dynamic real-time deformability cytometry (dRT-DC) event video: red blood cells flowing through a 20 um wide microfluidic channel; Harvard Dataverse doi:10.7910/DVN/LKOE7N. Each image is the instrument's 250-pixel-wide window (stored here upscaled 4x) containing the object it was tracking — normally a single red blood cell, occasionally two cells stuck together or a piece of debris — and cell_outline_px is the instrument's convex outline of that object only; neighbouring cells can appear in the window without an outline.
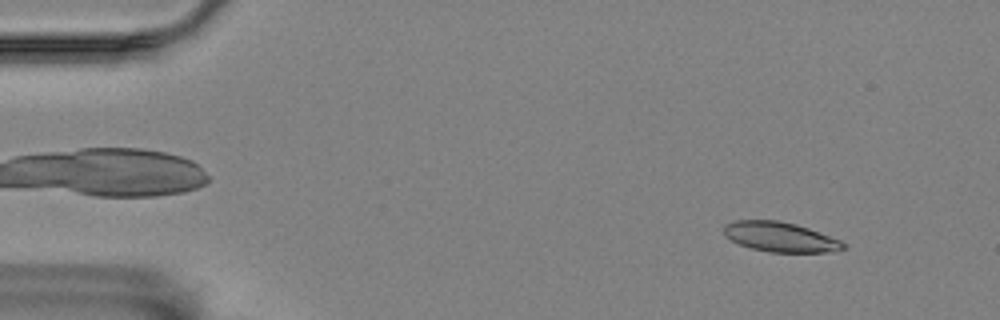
{"species": "Egyptian fruit bat (a non-hibernating species)", "species_latin": "Rousettus aegyptiacus", "temperature_condition": "room temperature", "stored_images_in_passage": 51, "camera_frame_rate_fps": 3000, "um_per_image_px": 0.085, "animal": {"sex": "female"}, "frame": {"image": 1, "passage_image": 1, "time_ms": 0.0, "image_size_px": [1000, 320], "cell_outline_px": [[848, 248], [836, 252], [768, 252], [752, 248], [740, 244], [724, 236], [724, 224], [732, 220], [780, 220], [796, 224], [808, 228], [840, 240], [848, 244]], "centroid_in_image_um": [66.35, 20.14], "position_along_channel_um": 18.6, "area_um2": 20.98}}
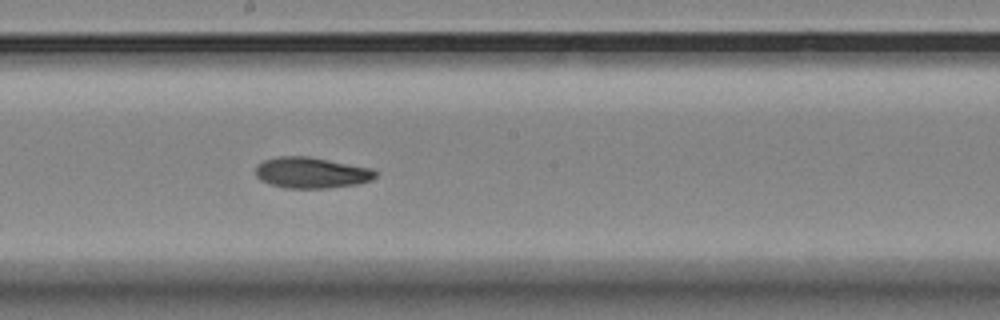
{"frame": {"image": 2, "passage_image": 26, "time_ms": 8.333, "image_size_px": [1000, 320], "cell_outline_px": [[376, 176], [372, 180], [356, 184], [328, 188], [284, 188], [268, 184], [260, 180], [256, 176], [256, 164], [264, 160], [276, 156], [308, 156], [372, 168], [376, 172]], "centroid_in_image_um": [26.43, 14.68], "position_along_channel_um": 221.8, "area_um2": 21.79}}
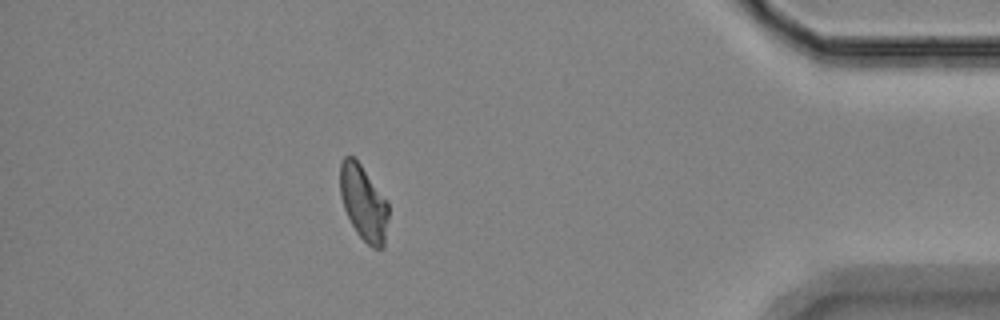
{"frame": {"image": 3, "passage_image": 45, "time_ms": 14.667, "image_size_px": [1000, 320], "cell_outline_px": [[388, 220], [384, 248], [372, 248], [356, 232], [344, 208], [340, 196], [340, 164], [344, 156], [352, 156], [360, 164], [388, 200]], "centroid_in_image_um": [30.91, 17.25], "position_along_channel_um": 404.3, "area_um2": 21.21}, "authors_computed_cell_mechanics": {"area_um2": 21.675, "velocity_mm_per_s": 3.5412, "shape_relaxation_time_tau1_ms": 5.9109, "shape_relaxation_time_tau2_ms": 4.4521, "deformation_change_tau1": 0.139, "deformation_change_tau2": 0.0954}}